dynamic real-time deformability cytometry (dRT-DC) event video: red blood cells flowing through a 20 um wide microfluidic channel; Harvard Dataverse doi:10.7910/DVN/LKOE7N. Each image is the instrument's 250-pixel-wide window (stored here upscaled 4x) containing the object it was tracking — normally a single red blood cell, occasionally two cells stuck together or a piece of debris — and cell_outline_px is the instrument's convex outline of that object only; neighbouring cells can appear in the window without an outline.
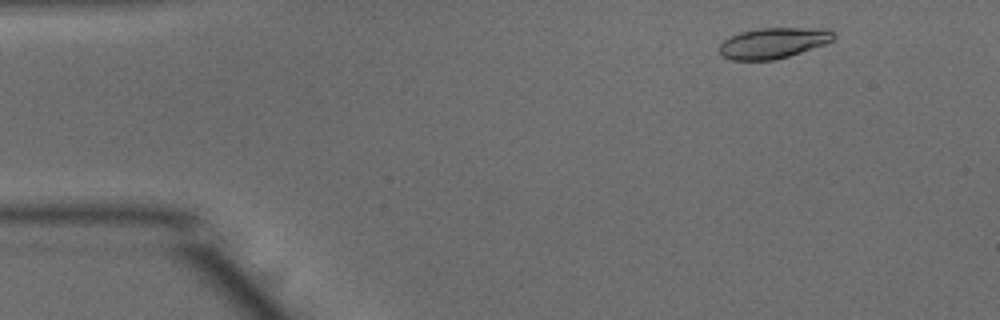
{"species": "common noctule bat (a hibernating species)", "species_latin": "Nyctalus noctula", "temperature_condition": "warm", "stored_images_in_passage": 49, "camera_frame_rate_fps": 3000, "um_per_image_px": 0.085, "animal": {"sex": "male", "body_mass_g": 15.6}, "frame": {"image": 1, "passage_image": 4, "time_ms": 1.0, "image_size_px": [1000, 320], "cell_outline_px": [[836, 36], [832, 40], [824, 44], [788, 56], [772, 60], [732, 60], [720, 56], [720, 44], [724, 40], [740, 32], [760, 28], [828, 28], [836, 32]], "centroid_in_image_um": [65.74, 3.64], "position_along_channel_um": 19.3, "area_um2": 20.4}}
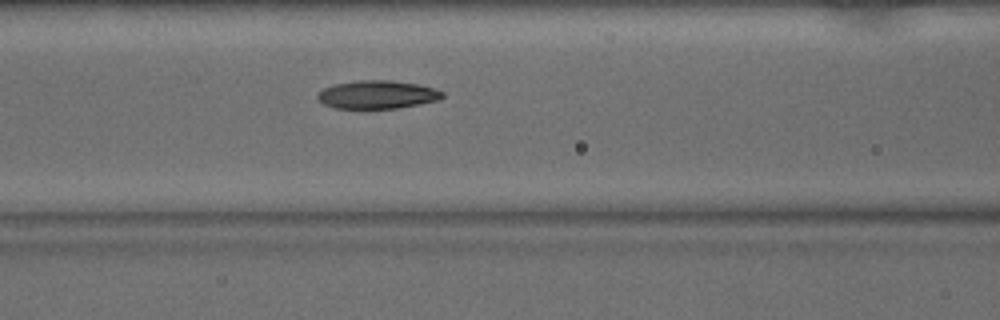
{"frame": {"image": 2, "passage_image": 19, "time_ms": 6.0, "image_size_px": [1000, 320], "cell_outline_px": [[444, 96], [440, 100], [396, 108], [332, 108], [324, 104], [316, 96], [324, 88], [336, 84], [356, 80], [392, 80], [416, 84], [432, 88], [444, 92]], "centroid_in_image_um": [32.08, 8.04], "position_along_channel_um": 134.5, "area_um2": 20.35}}
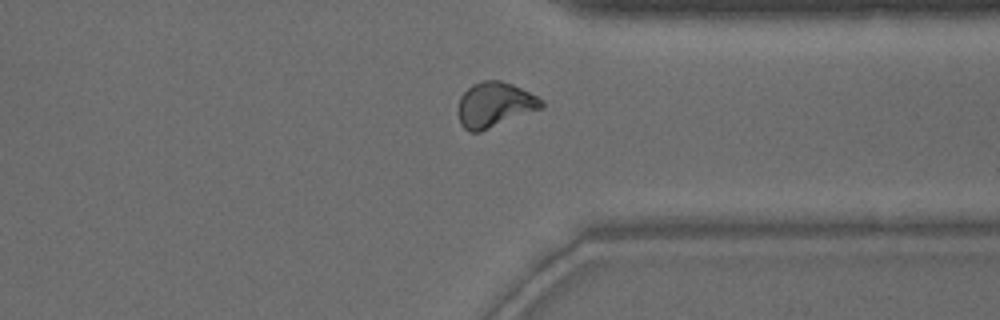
{"frame": {"image": 3, "passage_image": 37, "time_ms": 12.0, "image_size_px": [1000, 320], "cell_outline_px": [[544, 108], [480, 132], [468, 132], [460, 124], [456, 112], [456, 108], [460, 96], [472, 84], [484, 80], [500, 80], [512, 84], [544, 100]], "centroid_in_image_um": [42.01, 8.92], "position_along_channel_um": 369.4, "area_um2": 22.25}, "authors_computed_cell_mechanics": {"area_um2": 20.8658, "velocity_mm_per_s": 3.9463, "shape_relaxation_time_tau1_ms": 7.195, "shape_relaxation_time_tau2_ms": 2.446, "deformation_change_tau1": 0.1936, "deformation_change_tau2": 0.0697}}